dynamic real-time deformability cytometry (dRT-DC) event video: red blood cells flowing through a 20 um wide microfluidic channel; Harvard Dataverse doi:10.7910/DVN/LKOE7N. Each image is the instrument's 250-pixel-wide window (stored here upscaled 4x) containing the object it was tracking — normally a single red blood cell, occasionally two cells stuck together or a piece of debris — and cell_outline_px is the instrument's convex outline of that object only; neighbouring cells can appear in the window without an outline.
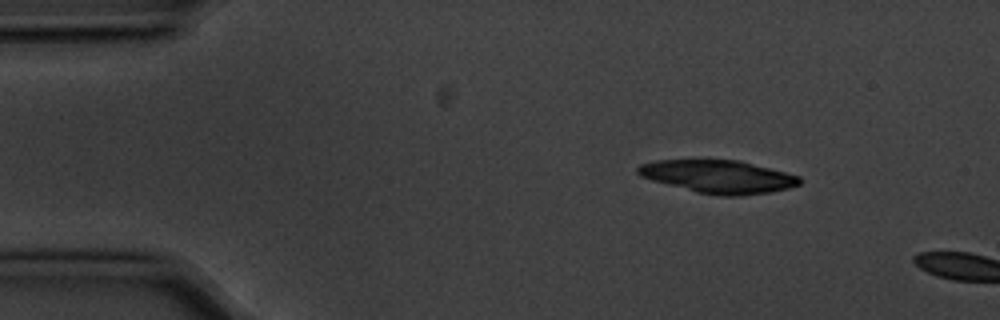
{"species": "common noctule bat (a hibernating species)", "species_latin": "Nyctalus noctula", "temperature_condition": "cold", "stored_images_in_passage": 2, "camera_frame_rate_fps": 3000, "um_per_image_px": 0.085, "animal": {"sex": "male", "body_mass_g": 20.1, "forearm_length_mm": 53.5}, "frame": {"image": 1, "passage_image": 1, "time_ms": 0.0, "image_size_px": [1000, 320], "cell_outline_px": [[800, 184], [788, 188], [768, 192], [740, 196], [720, 196], [696, 192], [652, 180], [640, 176], [636, 172], [636, 168], [640, 164], [656, 160], [740, 160], [800, 176]], "centroid_in_image_um": [61.04, 15.01], "position_along_channel_um": 24.0, "area_um2": 30.92}}